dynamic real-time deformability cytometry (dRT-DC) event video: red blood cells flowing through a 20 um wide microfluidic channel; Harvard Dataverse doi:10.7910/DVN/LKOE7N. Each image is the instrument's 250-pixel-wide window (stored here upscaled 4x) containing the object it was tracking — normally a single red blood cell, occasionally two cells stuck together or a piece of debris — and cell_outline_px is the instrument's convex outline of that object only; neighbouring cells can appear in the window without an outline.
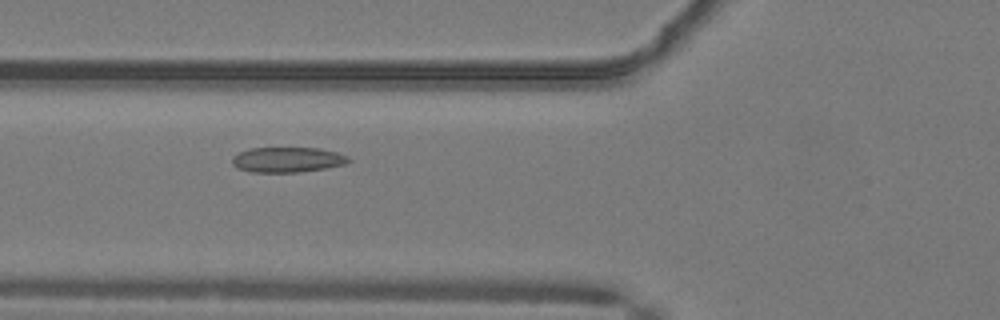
{"species": "common noctule bat (a hibernating species)", "species_latin": "Nyctalus noctula", "temperature_condition": "warm", "stored_images_in_passage": 29, "camera_frame_rate_fps": 3000, "um_per_image_px": 0.085, "animal": {"sex": "male", "body_mass_g": 19.2, "forearm_length_mm": 51.8}, "frame": {"image": 1, "passage_image": 14, "time_ms": 4.333, "image_size_px": [1000, 320], "cell_outline_px": [[352, 160], [344, 164], [324, 168], [296, 172], [252, 172], [236, 168], [232, 164], [232, 156], [248, 148], [320, 148], [336, 152], [348, 156]], "centroid_in_image_um": [24.4, 13.57], "position_along_channel_um": 101.4, "area_um2": 17.05}}
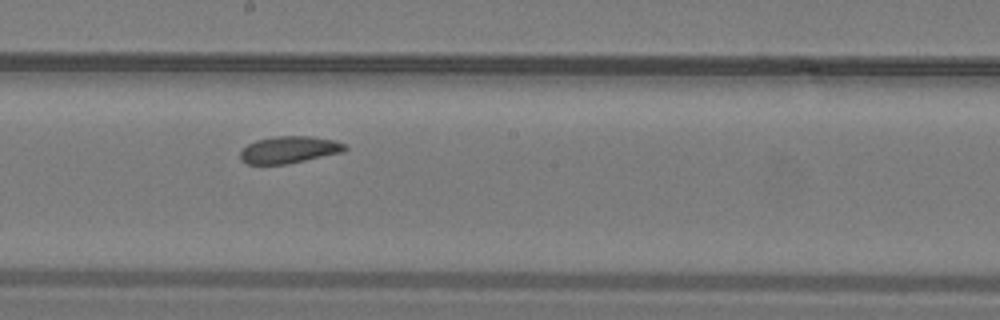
{"frame": {"image": 2, "passage_image": 23, "time_ms": 7.333, "image_size_px": [1000, 320], "cell_outline_px": [[348, 148], [344, 152], [288, 164], [248, 164], [240, 160], [240, 152], [248, 144], [256, 140], [276, 136], [312, 136], [336, 140], [344, 144]], "centroid_in_image_um": [24.6, 12.72], "position_along_channel_um": 223.6, "area_um2": 16.59}}
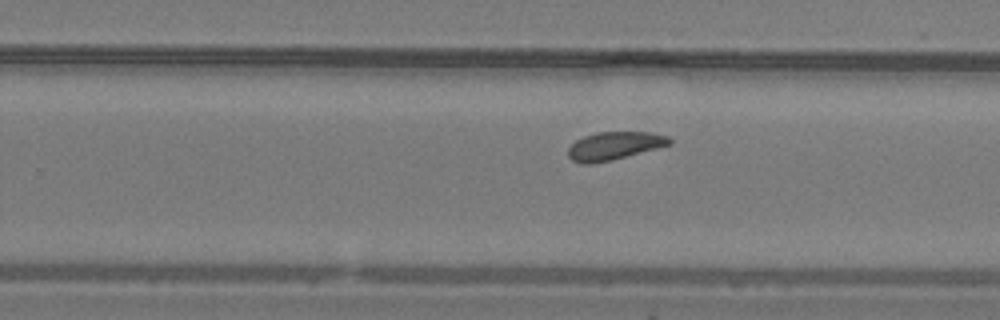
{"frame": {"image": 3, "passage_image": 27, "time_ms": 8.667, "image_size_px": [1000, 320], "cell_outline_px": [[672, 144], [612, 160], [592, 164], [580, 164], [572, 160], [568, 156], [568, 148], [576, 140], [584, 136], [596, 132], [652, 132], [668, 136], [672, 140]], "centroid_in_image_um": [52.21, 12.4], "position_along_channel_um": 277.6, "area_um2": 16.65}}